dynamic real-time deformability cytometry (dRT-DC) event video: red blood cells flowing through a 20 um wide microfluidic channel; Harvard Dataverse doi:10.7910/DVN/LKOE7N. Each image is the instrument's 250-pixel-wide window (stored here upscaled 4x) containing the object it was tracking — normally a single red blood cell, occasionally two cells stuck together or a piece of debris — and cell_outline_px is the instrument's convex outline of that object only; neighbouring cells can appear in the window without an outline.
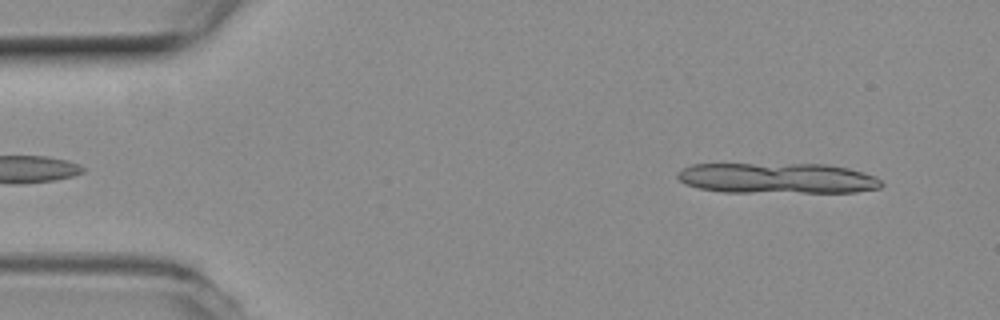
{"species": "common noctule bat (a hibernating species)", "species_latin": "Nyctalus noctula", "temperature_condition": "room temperature", "stored_images_in_passage": 3, "camera_frame_rate_fps": 3000, "um_per_image_px": 0.085, "animal": {"sex": "female", "body_mass_g": 19.3, "forearm_length_mm": 54.1}, "frame": {"image": 1, "passage_image": 3, "time_ms": 0.667, "image_size_px": [1000, 320], "cell_outline_px": [[872, 188], [840, 192], [816, 192], [796, 188], [796, 168], [836, 168], [856, 172], [864, 176]], "centroid_in_image_um": [70.54, 15.31], "position_along_channel_um": 14.5, "area_um2": 10.98}}